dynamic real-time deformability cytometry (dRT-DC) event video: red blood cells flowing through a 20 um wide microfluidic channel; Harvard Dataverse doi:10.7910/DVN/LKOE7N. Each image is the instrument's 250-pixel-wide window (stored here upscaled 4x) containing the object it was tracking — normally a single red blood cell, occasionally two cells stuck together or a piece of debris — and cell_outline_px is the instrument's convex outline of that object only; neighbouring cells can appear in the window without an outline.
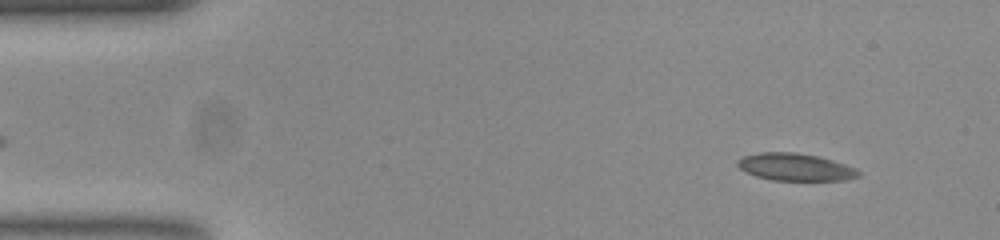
{"species": "common noctule bat (a hibernating species)", "species_latin": "Nyctalus noctula", "temperature_condition": "room temperature", "stored_images_in_passage": 52, "camera_frame_rate_fps": 3000, "um_per_image_px": 0.085, "animal": {"sex": "female", "body_mass_g": 23.0, "forearm_length_mm": 53.4}, "frame": {"image": 1, "passage_image": 4, "time_ms": 1.0, "image_size_px": [1000, 240], "cell_outline_px": [[860, 176], [844, 180], [772, 180], [756, 176], [740, 168], [736, 164], [736, 160], [744, 156], [760, 152], [796, 152], [816, 156], [832, 160], [856, 168], [860, 172]], "centroid_in_image_um": [67.59, 14.19], "position_along_channel_um": 17.4, "area_um2": 19.13}}
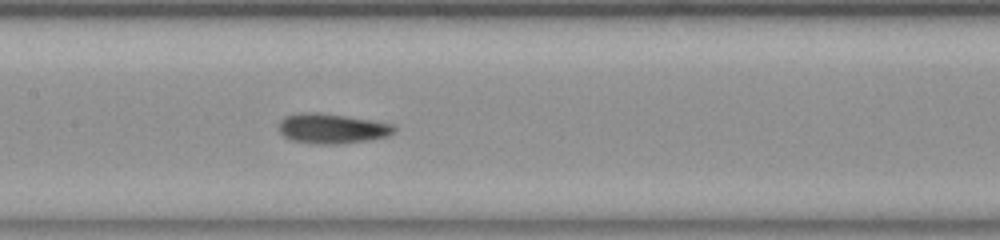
{"frame": {"image": 2, "passage_image": 24, "time_ms": 7.667, "image_size_px": [1000, 240], "cell_outline_px": [[396, 128], [388, 136], [364, 140], [336, 144], [320, 144], [292, 140], [284, 136], [280, 132], [280, 120], [284, 116], [300, 112], [320, 112], [392, 124]], "centroid_in_image_um": [28.16, 10.91], "position_along_channel_um": 179.2, "area_um2": 19.71}}
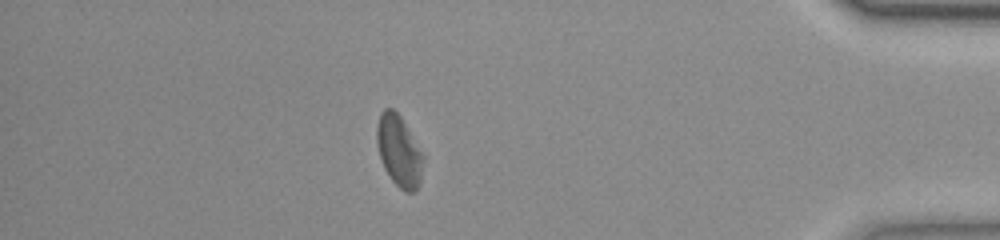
{"frame": {"image": 3, "passage_image": 45, "time_ms": 14.667, "image_size_px": [1000, 240], "cell_outline_px": [[424, 160], [420, 184], [416, 192], [404, 192], [392, 180], [384, 168], [380, 156], [376, 140], [376, 128], [380, 112], [384, 108], [392, 108], [400, 116], [424, 156]], "centroid_in_image_um": [33.92, 12.85], "position_along_channel_um": 401.3, "area_um2": 19.25}, "authors_computed_cell_mechanics": {"area_um2": 19.3341, "velocity_mm_per_s": 3.8184, "shape_relaxation_time_tau1_ms": 3.4762, "shape_relaxation_time_tau2_ms": 2.0313, "deformation_change_tau1": 0.1218, "deformation_change_tau2": 0.0928}}